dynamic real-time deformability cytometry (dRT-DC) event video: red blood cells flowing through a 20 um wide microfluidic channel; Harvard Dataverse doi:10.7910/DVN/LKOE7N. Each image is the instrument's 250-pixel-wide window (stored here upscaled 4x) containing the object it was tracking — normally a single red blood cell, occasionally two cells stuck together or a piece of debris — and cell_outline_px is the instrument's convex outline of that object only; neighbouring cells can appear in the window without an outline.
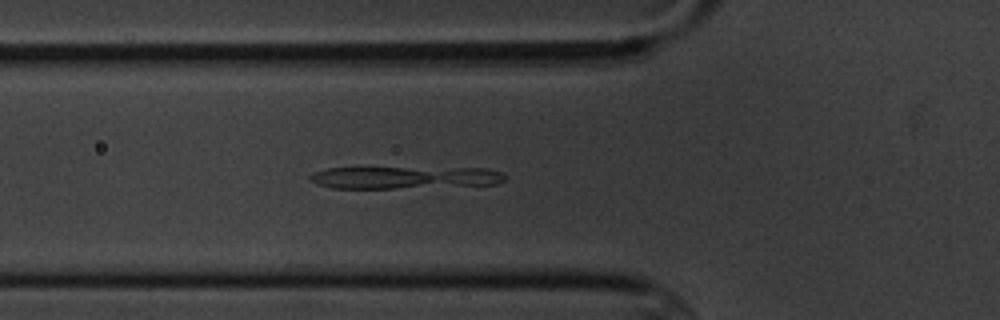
{"species": "common noctule bat (a hibernating species)", "species_latin": "Nyctalus noctula", "temperature_condition": "cold", "stored_images_in_passage": 5, "camera_frame_rate_fps": 3000, "um_per_image_px": 0.085, "animal": {"sex": "male", "body_mass_g": 20.1, "forearm_length_mm": 53.5}, "frame": {"image": 1, "passage_image": 5, "time_ms": 5.333, "image_size_px": [1000, 320], "cell_outline_px": [[508, 176], [504, 180], [496, 184], [396, 188], [332, 188], [316, 184], [308, 180], [308, 176], [312, 172], [328, 168], [488, 168], [500, 172]], "centroid_in_image_um": [34.36, 15.08], "position_along_channel_um": 91.4, "area_um2": 25.32}}